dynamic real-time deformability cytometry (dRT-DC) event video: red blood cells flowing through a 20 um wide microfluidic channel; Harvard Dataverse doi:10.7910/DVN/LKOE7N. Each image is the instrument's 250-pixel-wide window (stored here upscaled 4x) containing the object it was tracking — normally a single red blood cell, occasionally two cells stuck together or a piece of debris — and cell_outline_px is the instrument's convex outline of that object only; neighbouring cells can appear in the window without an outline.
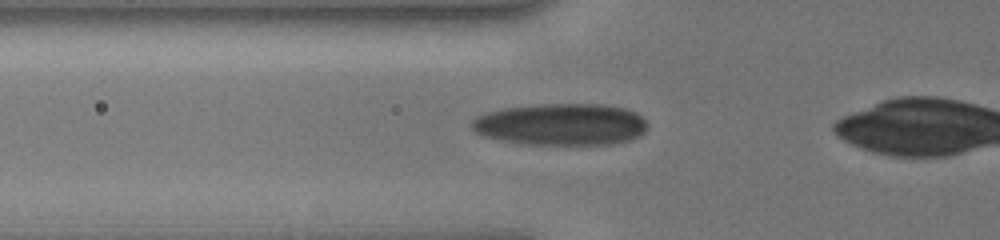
{"species": "human", "species_latin": "Homo sapiens", "temperature_condition": "cold", "stored_images_in_passage": 42, "camera_frame_rate_fps": 3000, "um_per_image_px": 0.085, "donor": {"sex": "male"}, "frame": {"image": 1, "passage_image": 15, "time_ms": 4.667, "image_size_px": [1000, 240], "cell_outline_px": [[648, 128], [640, 136], [632, 140], [612, 144], [528, 144], [480, 136], [472, 128], [472, 120], [476, 116], [484, 112], [504, 108], [536, 104], [604, 104], [624, 108], [636, 112], [648, 124]], "centroid_in_image_um": [47.7, 10.56], "position_along_channel_um": 78.1, "area_um2": 43.12}}
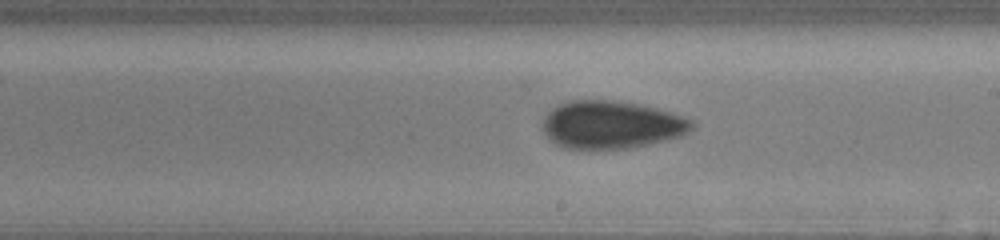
{"frame": {"image": 2, "passage_image": 27, "time_ms": 8.667, "image_size_px": [1000, 240], "cell_outline_px": [[696, 128], [680, 136], [648, 144], [624, 148], [564, 148], [548, 140], [540, 128], [540, 124], [544, 116], [552, 108], [560, 104], [572, 100], [612, 100], [640, 104], [656, 108], [692, 120], [696, 124]], "centroid_in_image_um": [51.91, 10.6], "position_along_channel_um": 237.1, "area_um2": 41.62}}
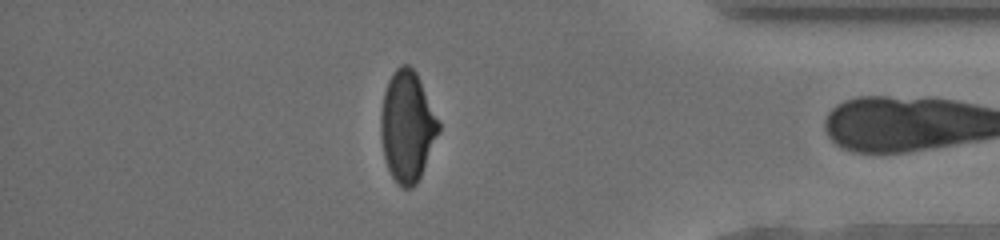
{"frame": {"image": 3, "passage_image": 41, "time_ms": 13.333, "image_size_px": [1000, 240], "cell_outline_px": [[440, 128], [420, 176], [416, 184], [412, 188], [404, 188], [396, 184], [388, 168], [384, 156], [380, 136], [380, 112], [384, 92], [388, 80], [392, 72], [400, 64], [408, 64], [416, 72], [440, 120]], "centroid_in_image_um": [34.6, 10.71], "position_along_channel_um": 400.6, "area_um2": 37.4}}